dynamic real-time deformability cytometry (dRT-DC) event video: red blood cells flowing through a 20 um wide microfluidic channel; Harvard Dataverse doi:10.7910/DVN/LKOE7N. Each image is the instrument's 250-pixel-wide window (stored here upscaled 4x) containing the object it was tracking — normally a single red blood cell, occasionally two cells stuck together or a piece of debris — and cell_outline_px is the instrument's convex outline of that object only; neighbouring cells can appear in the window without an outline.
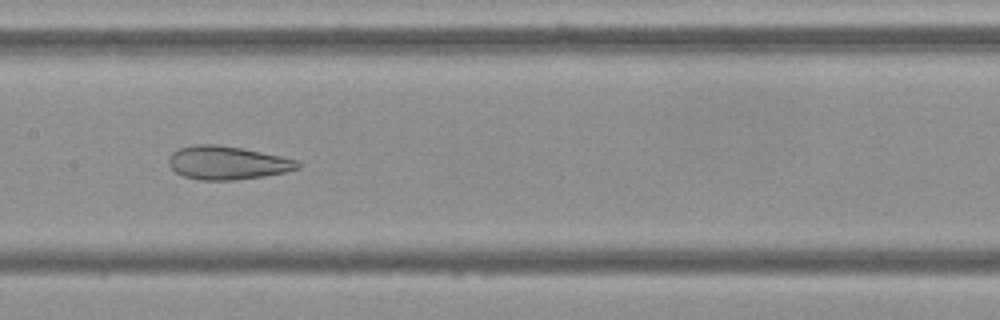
{"species": "Egyptian fruit bat (a non-hibernating species)", "species_latin": "Rousettus aegyptiacus", "temperature_condition": "cold", "stored_images_in_passage": 53, "camera_frame_rate_fps": 3000, "um_per_image_px": 0.085, "frame": {"image": 1, "passage_image": 25, "time_ms": 8.0, "image_size_px": [1000, 320], "cell_outline_px": [[300, 168], [284, 172], [264, 176], [232, 180], [200, 180], [184, 176], [176, 172], [168, 164], [168, 160], [172, 152], [180, 148], [192, 144], [216, 144], [240, 148], [280, 156], [296, 160], [300, 164]], "centroid_in_image_um": [19.29, 13.84], "position_along_channel_um": 188.1, "area_um2": 24.91}}
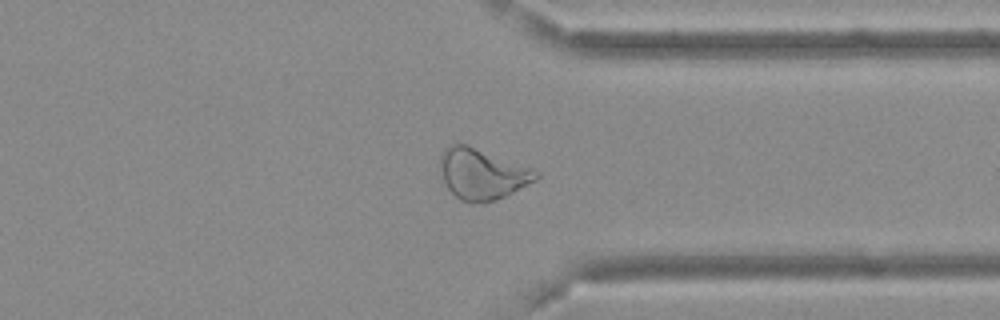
{"frame": {"image": 2, "passage_image": 40, "time_ms": 13.0, "image_size_px": [1000, 320], "cell_outline_px": [[540, 176], [536, 180], [496, 200], [480, 204], [460, 200], [448, 188], [440, 172], [440, 156], [444, 148], [452, 144], [468, 144], [532, 168], [540, 172]], "centroid_in_image_um": [40.98, 14.78], "position_along_channel_um": 370.4, "area_um2": 28.38}}
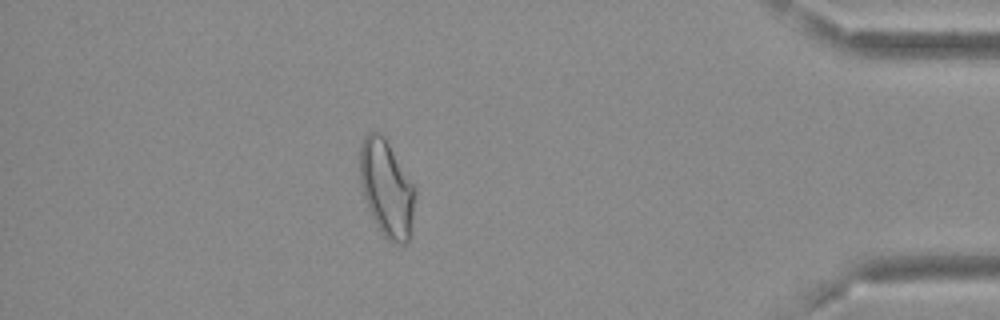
{"frame": {"image": 3, "passage_image": 46, "time_ms": 15.0, "image_size_px": [1000, 320], "cell_outline_px": [[416, 192], [412, 236], [404, 244], [396, 244], [388, 240], [384, 236], [372, 216], [368, 208], [360, 184], [360, 144], [364, 136], [368, 132], [380, 132], [384, 136], [412, 184]], "centroid_in_image_um": [32.87, 16.05], "position_along_channel_um": 402.3, "area_um2": 31.04}, "authors_computed_cell_mechanics": {"area_um2": 29.9982, "velocity_mm_per_s": 3.6905, "shape_relaxation_time_tau1_ms": null, "shape_relaxation_time_tau2_ms": 1.6065, "deformation_change_tau1": null, "deformation_change_tau2": 0.0947}}